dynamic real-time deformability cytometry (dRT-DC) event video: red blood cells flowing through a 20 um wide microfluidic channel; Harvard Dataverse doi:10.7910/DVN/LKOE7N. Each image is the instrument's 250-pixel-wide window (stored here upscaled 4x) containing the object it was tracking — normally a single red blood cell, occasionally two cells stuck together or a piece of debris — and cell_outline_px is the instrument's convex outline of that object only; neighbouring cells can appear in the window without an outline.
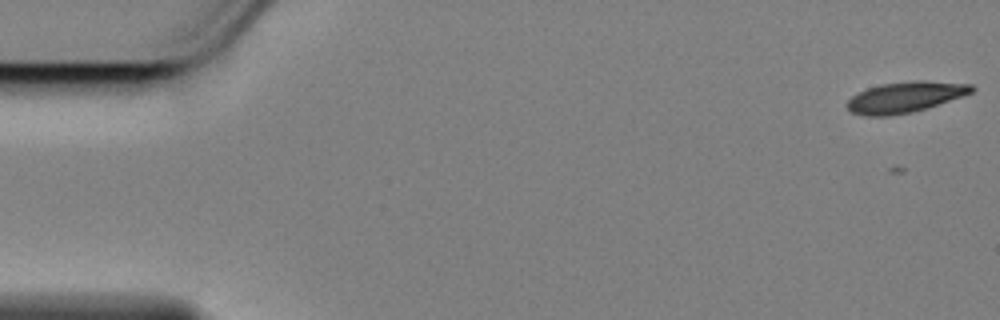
{"species": "Egyptian fruit bat (a non-hibernating species)", "species_latin": "Rousettus aegyptiacus", "temperature_condition": "cold", "stored_images_in_passage": 59, "camera_frame_rate_fps": 3000, "um_per_image_px": 0.085, "animal": {"sex": "female"}, "frame": {"image": 1, "passage_image": 3, "time_ms": 0.667, "image_size_px": [1000, 320], "cell_outline_px": [[976, 88], [972, 92], [964, 96], [928, 108], [912, 112], [892, 116], [864, 116], [852, 112], [844, 104], [852, 96], [868, 88], [880, 84], [912, 80], [924, 80], [972, 84]], "centroid_in_image_um": [76.96, 8.25], "position_along_channel_um": 8.0, "area_um2": 22.66}}
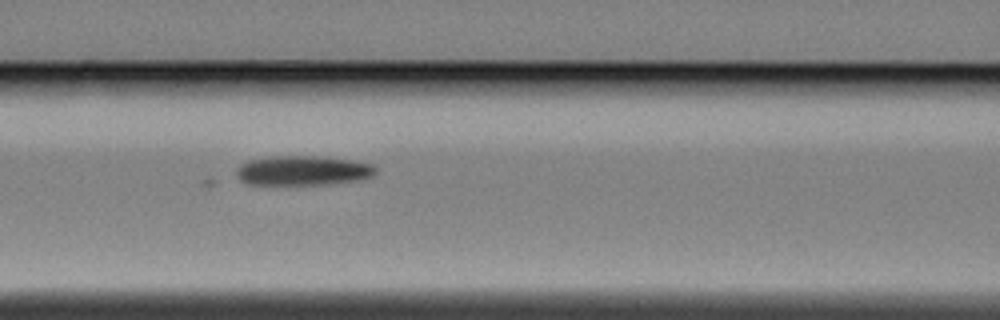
{"frame": {"image": 2, "passage_image": 26, "time_ms": 8.333, "image_size_px": [1000, 320], "cell_outline_px": [[376, 172], [372, 176], [360, 180], [328, 184], [248, 184], [240, 180], [236, 176], [236, 172], [240, 164], [248, 160], [272, 156], [320, 156], [352, 160], [372, 164], [376, 168]], "centroid_in_image_um": [25.75, 14.49], "position_along_channel_um": 140.9, "area_um2": 24.1}}
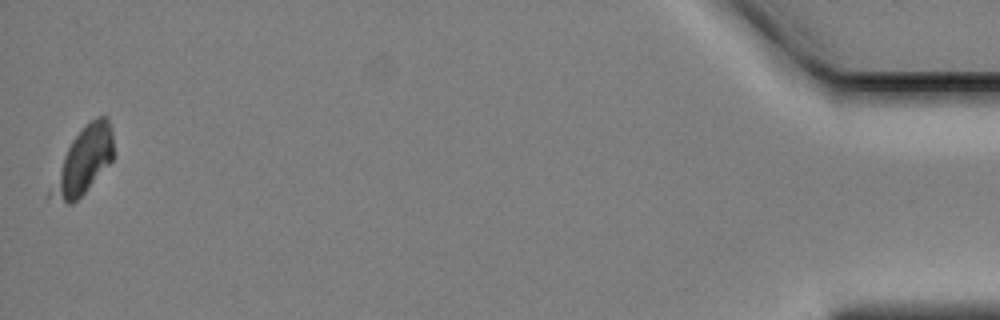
{"frame": {"image": 3, "passage_image": 59, "time_ms": 19.333, "image_size_px": [1000, 320], "cell_outline_px": [[112, 160], [84, 192], [72, 204], [68, 204], [48, 196], [48, 192], [64, 156], [72, 140], [88, 120], [96, 116], [108, 116], [112, 128]], "centroid_in_image_um": [7.1, 13.63], "position_along_channel_um": 428.1, "area_um2": 23.47}}